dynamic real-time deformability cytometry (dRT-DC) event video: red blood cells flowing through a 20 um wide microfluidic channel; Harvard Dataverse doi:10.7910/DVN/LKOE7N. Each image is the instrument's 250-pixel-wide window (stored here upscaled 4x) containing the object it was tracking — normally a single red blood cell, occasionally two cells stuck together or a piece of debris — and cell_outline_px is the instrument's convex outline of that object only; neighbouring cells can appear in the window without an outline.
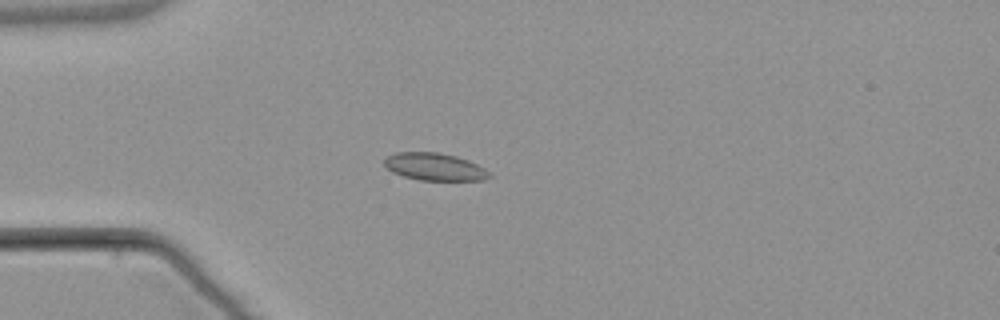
{"species": "common noctule bat (a hibernating species)", "species_latin": "Nyctalus noctula", "temperature_condition": "warm", "stored_images_in_passage": 4, "camera_frame_rate_fps": 3000, "um_per_image_px": 0.085, "animal": {"sex": "male", "body_mass_g": 21.5, "forearm_length_mm": 52.0}, "frame": {"image": 1, "passage_image": 4, "time_ms": 4.333, "image_size_px": [1000, 320], "cell_outline_px": [[492, 176], [484, 180], [420, 180], [404, 176], [392, 172], [384, 164], [384, 160], [388, 156], [396, 152], [440, 152], [456, 156], [468, 160], [484, 168]], "centroid_in_image_um": [36.94, 14.17], "position_along_channel_um": 48.1, "area_um2": 16.7}}